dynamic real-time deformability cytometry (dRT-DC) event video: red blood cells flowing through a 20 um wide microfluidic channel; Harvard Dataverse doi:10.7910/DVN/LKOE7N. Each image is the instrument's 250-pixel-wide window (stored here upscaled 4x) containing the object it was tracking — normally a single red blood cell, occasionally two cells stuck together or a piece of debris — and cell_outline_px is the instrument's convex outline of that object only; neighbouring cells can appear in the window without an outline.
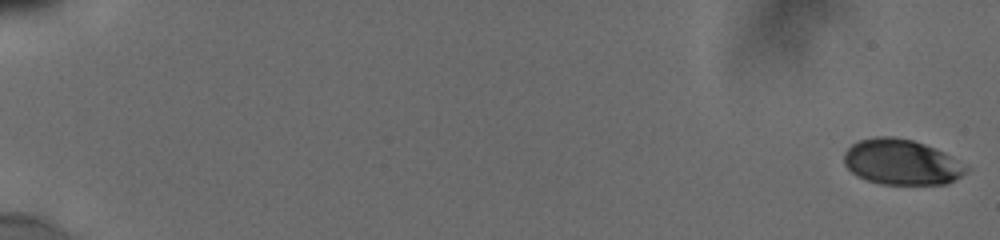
{"species": "human", "species_latin": "Homo sapiens", "temperature_condition": "cold", "stored_images_in_passage": 23, "camera_frame_rate_fps": 3000, "um_per_image_px": 0.085, "donor": {"sex": "male"}, "frame": {"image": 1, "passage_image": 1, "time_ms": 0.0, "image_size_px": [1000, 240], "cell_outline_px": [[968, 168], [960, 176], [948, 184], [880, 184], [868, 180], [852, 172], [844, 164], [844, 152], [852, 144], [860, 140], [876, 136], [892, 136], [912, 140], [924, 144], [944, 152], [968, 164]], "centroid_in_image_um": [76.65, 13.77], "position_along_channel_um": 8.4, "area_um2": 32.31}}
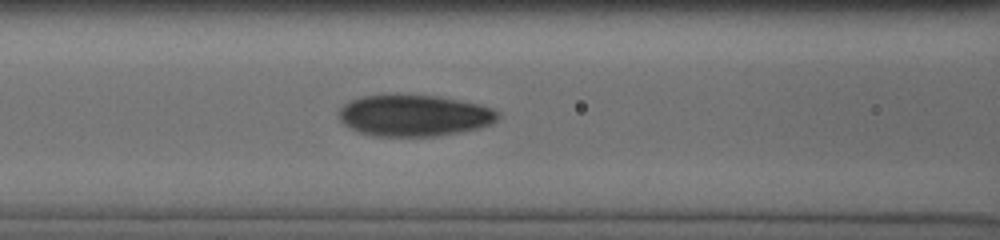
{"frame": {"image": 2, "passage_image": 18, "time_ms": 8.667, "image_size_px": [1000, 240], "cell_outline_px": [[500, 116], [492, 124], [480, 128], [460, 132], [436, 136], [372, 136], [360, 132], [344, 124], [340, 120], [340, 108], [348, 100], [360, 96], [440, 96], [480, 104], [492, 108], [500, 112]], "centroid_in_image_um": [35.25, 9.83], "position_along_channel_um": 131.4, "area_um2": 38.26}}
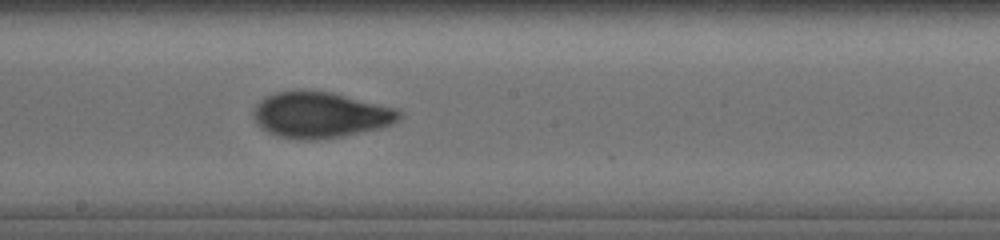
{"frame": {"image": 3, "passage_image": 23, "time_ms": 11.0, "image_size_px": [1000, 240], "cell_outline_px": [[404, 116], [400, 120], [392, 124], [380, 128], [344, 136], [316, 140], [296, 140], [276, 136], [260, 128], [256, 124], [252, 116], [252, 108], [264, 96], [276, 92], [300, 88], [332, 92], [400, 108], [404, 112]], "centroid_in_image_um": [27.23, 9.75], "position_along_channel_um": 221.0, "area_um2": 40.46}}